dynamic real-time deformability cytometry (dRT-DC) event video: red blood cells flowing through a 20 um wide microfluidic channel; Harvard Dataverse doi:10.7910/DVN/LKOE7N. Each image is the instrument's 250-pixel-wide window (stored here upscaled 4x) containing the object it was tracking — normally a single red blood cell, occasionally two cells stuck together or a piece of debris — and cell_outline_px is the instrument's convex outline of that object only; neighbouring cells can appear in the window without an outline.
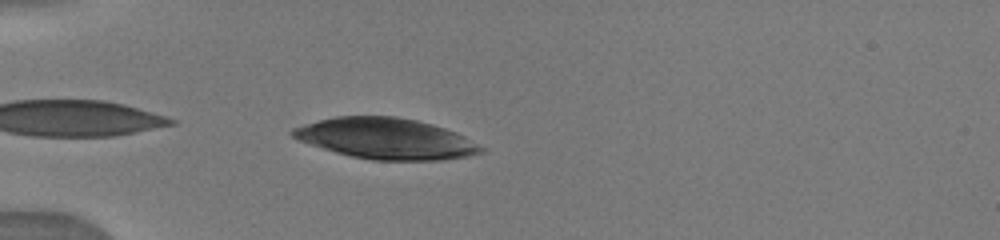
{"species": "human", "species_latin": "Homo sapiens", "temperature_condition": "warm", "stored_images_in_passage": 49, "camera_frame_rate_fps": 3000, "um_per_image_px": 0.085, "donor": {"sex": "male"}, "frame": {"image": 1, "passage_image": 1, "time_ms": 0.0, "image_size_px": [1000, 240], "cell_outline_px": [[484, 152], [468, 156], [444, 160], [372, 160], [352, 156], [336, 152], [308, 144], [292, 136], [288, 132], [292, 128], [304, 124], [336, 116], [396, 116], [416, 120], [432, 124], [456, 132], [464, 136], [484, 148]], "centroid_in_image_um": [32.8, 11.78], "position_along_channel_um": 52.2, "area_um2": 44.74}}
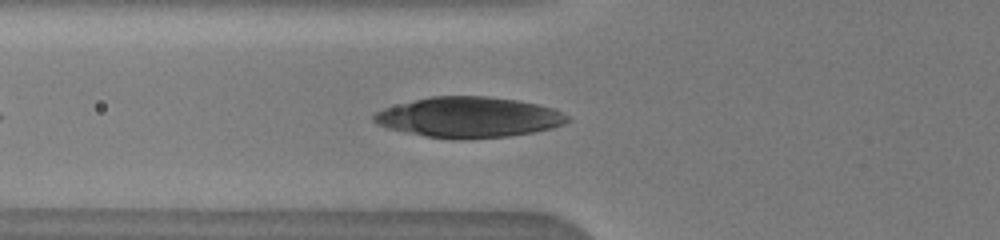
{"frame": {"image": 2, "passage_image": 7, "time_ms": 1.333, "image_size_px": [1000, 240], "cell_outline_px": [[572, 120], [564, 124], [552, 128], [532, 132], [508, 136], [424, 136], [388, 128], [376, 124], [372, 120], [372, 112], [384, 108], [432, 96], [488, 96], [516, 100], [536, 104], [552, 108], [568, 116]], "centroid_in_image_um": [39.84, 9.93], "position_along_channel_um": 86.0, "area_um2": 44.39}}
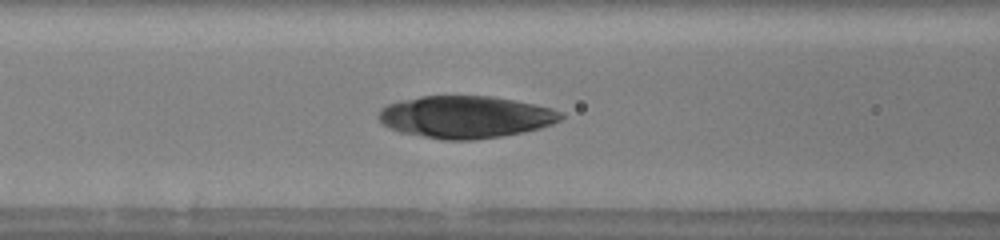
{"frame": {"image": 3, "passage_image": 12, "time_ms": 2.333, "image_size_px": [1000, 240], "cell_outline_px": [[564, 116], [560, 120], [552, 124], [540, 128], [524, 132], [500, 136], [472, 140], [444, 140], [400, 132], [388, 128], [376, 116], [380, 108], [388, 104], [400, 100], [420, 96], [492, 96], [552, 108], [564, 112]], "centroid_in_image_um": [39.55, 9.94], "position_along_channel_um": 127.0, "area_um2": 44.91}}